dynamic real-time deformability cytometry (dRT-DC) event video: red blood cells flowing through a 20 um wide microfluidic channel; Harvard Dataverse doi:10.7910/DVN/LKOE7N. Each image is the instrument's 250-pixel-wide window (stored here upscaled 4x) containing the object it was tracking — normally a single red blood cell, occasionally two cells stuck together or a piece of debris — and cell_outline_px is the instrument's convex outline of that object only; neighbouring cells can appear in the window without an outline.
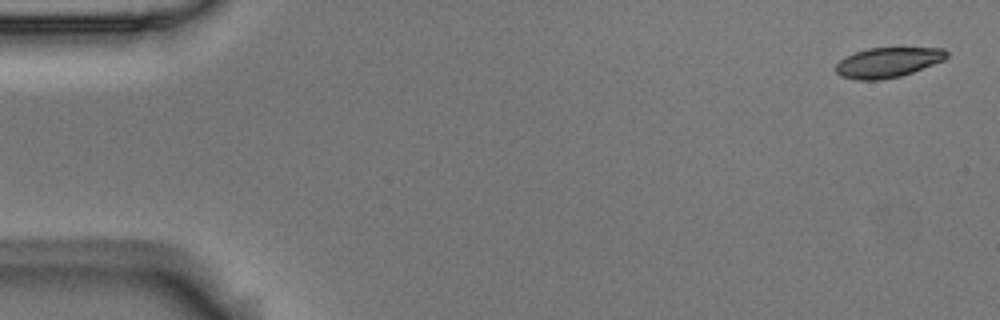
{"species": "Egyptian fruit bat (a non-hibernating species)", "species_latin": "Rousettus aegyptiacus", "temperature_condition": "room temperature", "stored_images_in_passage": 5, "camera_frame_rate_fps": 3000, "um_per_image_px": 0.085, "animal": {"sex": "male"}, "frame": {"image": 1, "passage_image": 1, "time_ms": 0.0, "image_size_px": [1000, 320], "cell_outline_px": [[948, 56], [944, 60], [912, 72], [900, 76], [880, 80], [856, 80], [840, 76], [836, 72], [836, 64], [844, 56], [868, 48], [944, 48], [948, 52]], "centroid_in_image_um": [75.45, 5.31], "position_along_channel_um": 9.6, "area_um2": 19.36}}
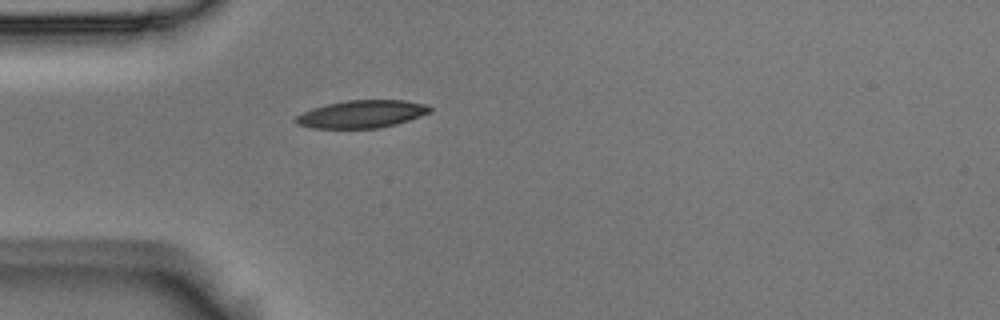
{"frame": {"image": 2, "passage_image": 5, "time_ms": 1.333, "image_size_px": [1000, 320], "cell_outline_px": [[432, 112], [396, 124], [380, 128], [316, 128], [296, 124], [292, 120], [296, 116], [312, 108], [344, 100], [404, 100], [428, 104], [432, 108]], "centroid_in_image_um": [30.77, 9.69], "position_along_channel_um": 54.2, "area_um2": 21.68}}